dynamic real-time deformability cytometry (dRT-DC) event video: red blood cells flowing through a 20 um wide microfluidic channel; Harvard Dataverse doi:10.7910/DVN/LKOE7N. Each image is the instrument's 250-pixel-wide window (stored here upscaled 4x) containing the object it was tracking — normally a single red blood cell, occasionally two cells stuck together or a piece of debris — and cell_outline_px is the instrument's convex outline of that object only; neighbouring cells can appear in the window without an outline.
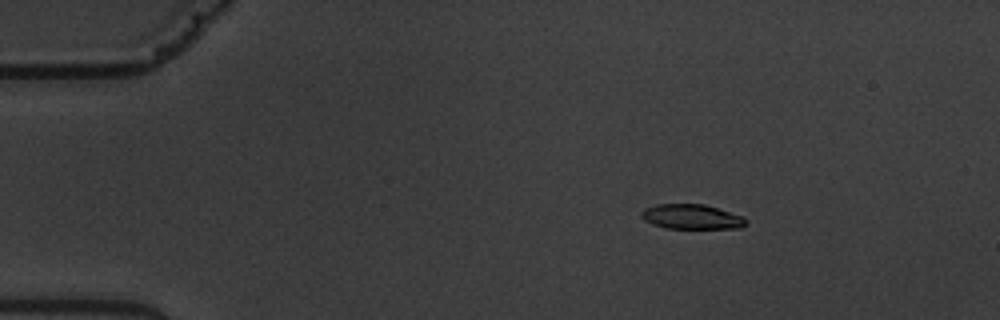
{"species": "common noctule bat (a hibernating species)", "species_latin": "Nyctalus noctula", "temperature_condition": "warm", "stored_images_in_passage": 4, "camera_frame_rate_fps": 3000, "um_per_image_px": 0.085, "animal": {"sex": "male", "body_mass_g": 19.5, "forearm_length_mm": 54.6}, "frame": {"image": 1, "passage_image": 1, "time_ms": 0.0, "image_size_px": [1000, 320], "cell_outline_px": [[748, 224], [740, 228], [664, 228], [652, 224], [644, 220], [640, 216], [640, 212], [644, 208], [656, 204], [704, 204], [744, 216], [748, 220]], "centroid_in_image_um": [58.79, 18.42], "position_along_channel_um": 26.2, "area_um2": 15.32}}